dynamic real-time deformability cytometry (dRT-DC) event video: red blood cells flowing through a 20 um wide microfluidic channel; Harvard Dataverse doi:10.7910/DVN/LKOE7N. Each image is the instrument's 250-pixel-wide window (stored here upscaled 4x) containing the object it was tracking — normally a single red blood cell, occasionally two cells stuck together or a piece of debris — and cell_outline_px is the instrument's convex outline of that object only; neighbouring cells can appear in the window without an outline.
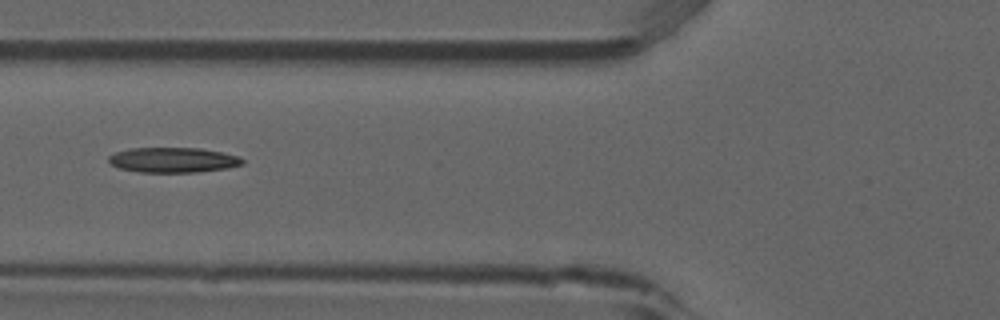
{"species": "common noctule bat (a hibernating species)", "species_latin": "Nyctalus noctula", "temperature_condition": "room temperature", "stored_images_in_passage": 6, "camera_frame_rate_fps": 3000, "um_per_image_px": 0.085, "animal": {"sex": "male", "forearm_length_mm": 52.5}, "frame": {"image": 1, "passage_image": 6, "time_ms": 1.667, "image_size_px": [1000, 320], "cell_outline_px": [[244, 164], [228, 168], [196, 172], [140, 172], [120, 168], [112, 164], [108, 160], [108, 156], [116, 152], [128, 148], [200, 148], [224, 152], [240, 156], [244, 160]], "centroid_in_image_um": [14.76, 13.59], "position_along_channel_um": 111.0, "area_um2": 19.65}}